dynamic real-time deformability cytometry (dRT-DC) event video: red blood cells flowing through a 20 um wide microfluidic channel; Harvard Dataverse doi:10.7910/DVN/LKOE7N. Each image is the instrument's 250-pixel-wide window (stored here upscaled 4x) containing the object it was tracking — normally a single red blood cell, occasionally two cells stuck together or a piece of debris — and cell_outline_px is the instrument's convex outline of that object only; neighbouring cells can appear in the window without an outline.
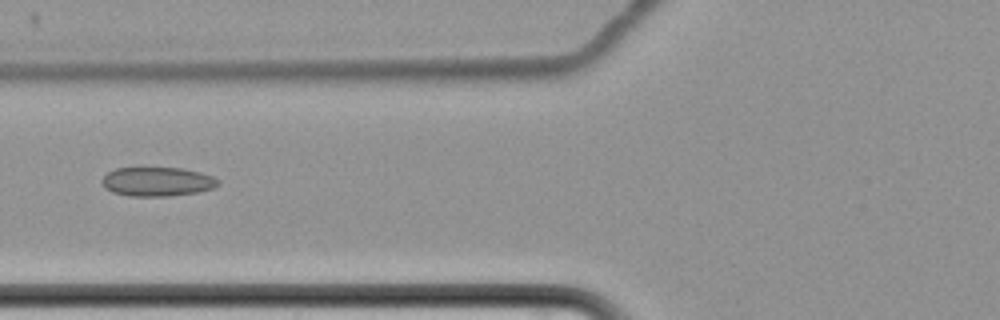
{"species": "common noctule bat (a hibernating species)", "species_latin": "Nyctalus noctula", "temperature_condition": "cold", "stored_images_in_passage": 12, "camera_frame_rate_fps": 3000, "um_per_image_px": 0.085, "animal": {"sex": "female", "body_mass_g": 22.7, "forearm_length_mm": 54.2}, "frame": {"image": 1, "passage_image": 7, "time_ms": 8.333, "image_size_px": [1000, 320], "cell_outline_px": [[220, 184], [212, 188], [196, 192], [168, 196], [128, 196], [112, 192], [104, 188], [100, 180], [108, 172], [116, 168], [184, 168], [200, 172], [212, 176], [220, 180]], "centroid_in_image_um": [13.35, 15.44], "position_along_channel_um": 112.5, "area_um2": 19.77}}
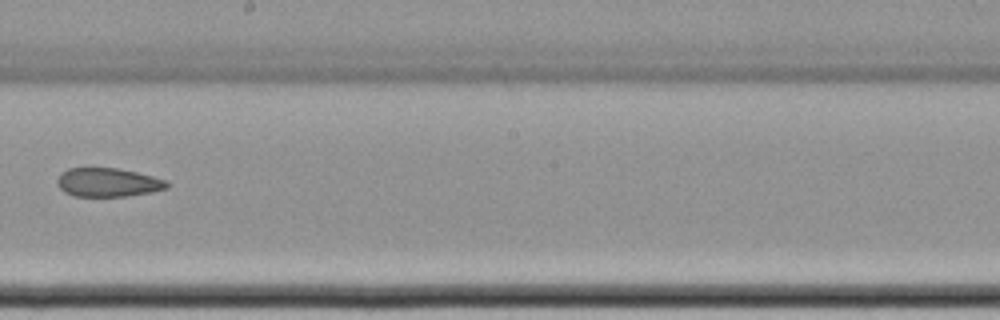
{"frame": {"image": 2, "passage_image": 10, "time_ms": 12.0, "image_size_px": [1000, 320], "cell_outline_px": [[168, 188], [152, 192], [128, 196], [72, 196], [64, 192], [56, 184], [56, 180], [60, 172], [68, 168], [116, 168], [136, 172], [152, 176], [164, 180], [168, 184]], "centroid_in_image_um": [9.12, 15.5], "position_along_channel_um": 239.1, "area_um2": 18.44}}
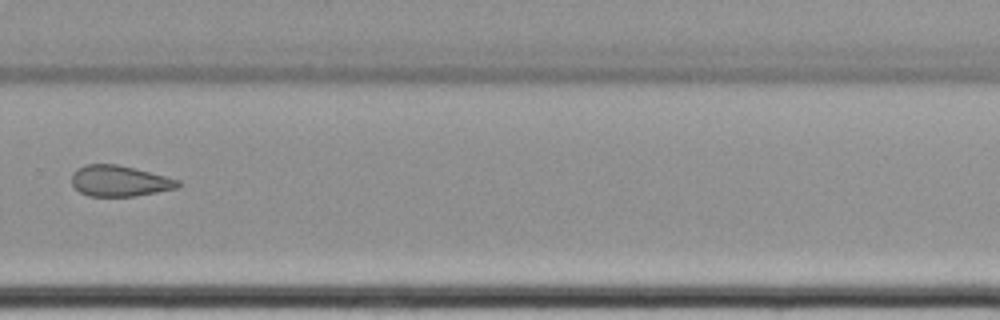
{"frame": {"image": 3, "passage_image": 12, "time_ms": 14.333, "image_size_px": [1000, 320], "cell_outline_px": [[180, 188], [132, 196], [88, 196], [80, 192], [72, 184], [72, 172], [76, 168], [84, 164], [116, 164], [180, 180]], "centroid_in_image_um": [10.13, 15.38], "position_along_channel_um": 319.7, "area_um2": 19.02}}